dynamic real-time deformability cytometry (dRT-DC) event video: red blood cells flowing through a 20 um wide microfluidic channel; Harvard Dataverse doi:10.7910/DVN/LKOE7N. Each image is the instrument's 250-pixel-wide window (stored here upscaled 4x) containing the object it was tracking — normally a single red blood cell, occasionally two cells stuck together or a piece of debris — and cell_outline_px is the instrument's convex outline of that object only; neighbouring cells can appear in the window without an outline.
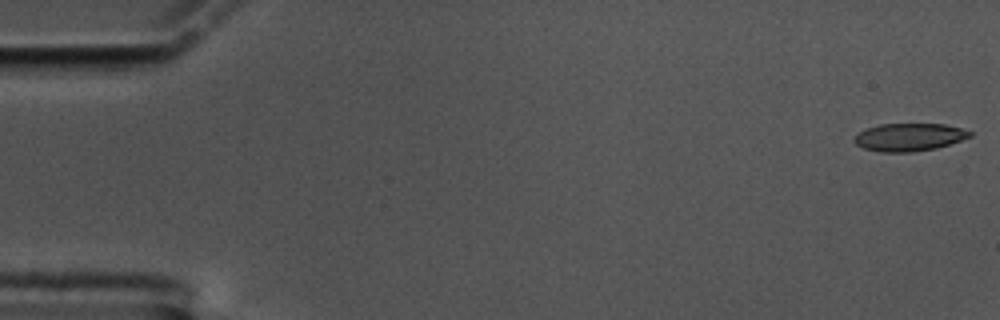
{"species": "common noctule bat (a hibernating species)", "species_latin": "Nyctalus noctula", "temperature_condition": "cold", "stored_images_in_passage": 59, "camera_frame_rate_fps": 3000, "um_per_image_px": 0.085, "animal": {"sex": "male", "body_mass_g": 17.5, "forearm_length_mm": 52.3}, "frame": {"image": 1, "passage_image": 1, "time_ms": 0.0, "image_size_px": [1000, 320], "cell_outline_px": [[972, 136], [936, 148], [912, 152], [880, 152], [864, 148], [856, 144], [852, 140], [860, 132], [868, 128], [880, 124], [944, 124], [960, 128], [972, 132]], "centroid_in_image_um": [77.27, 11.66], "position_along_channel_um": 7.7, "area_um2": 18.5}}
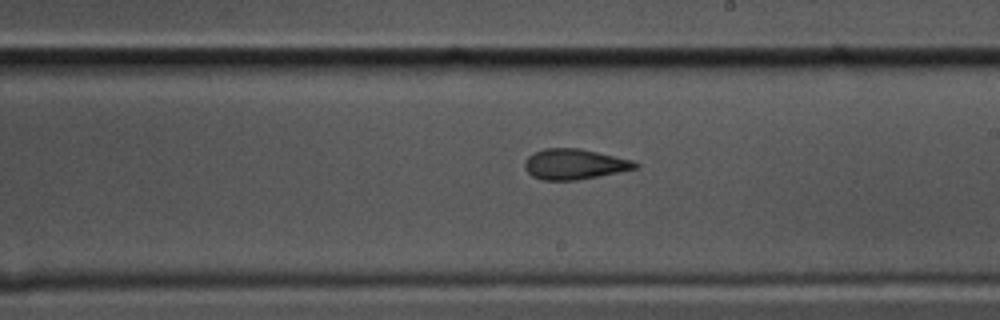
{"frame": {"image": 2, "passage_image": 34, "time_ms": 11.0, "image_size_px": [1000, 320], "cell_outline_px": [[640, 168], [600, 176], [576, 180], [544, 180], [532, 176], [524, 168], [524, 164], [528, 156], [532, 152], [544, 148], [580, 148], [632, 160], [640, 164]], "centroid_in_image_um": [48.84, 13.95], "position_along_channel_um": 240.2, "area_um2": 19.77}}
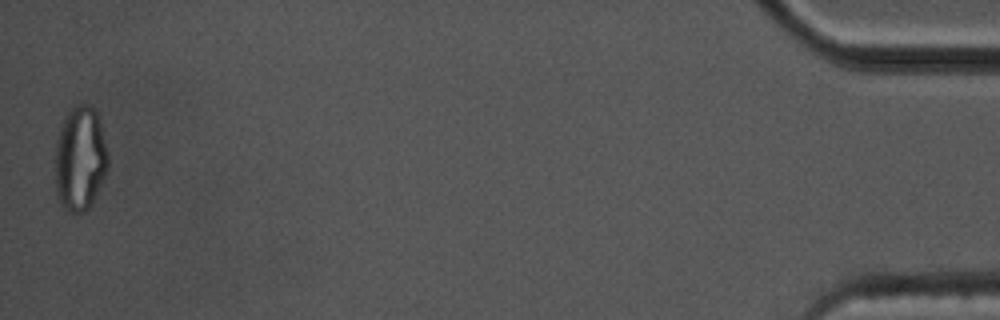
{"frame": {"image": 3, "passage_image": 59, "time_ms": 19.333, "image_size_px": [1000, 320], "cell_outline_px": [[108, 168], [88, 208], [84, 212], [72, 212], [60, 204], [56, 192], [56, 140], [64, 116], [72, 108], [80, 104], [88, 104], [96, 112], [100, 124], [108, 152]], "centroid_in_image_um": [6.8, 13.46], "position_along_channel_um": 428.4, "area_um2": 31.73}, "authors_computed_cell_mechanics": {"area_um2": 19.8832, "velocity_mm_per_s": 3.3691, "shape_relaxation_time_tau1_ms": 7.1657, "shape_relaxation_time_tau2_ms": 3.2668, "deformation_change_tau1": 0.2116, "deformation_change_tau2": 0.1239}}